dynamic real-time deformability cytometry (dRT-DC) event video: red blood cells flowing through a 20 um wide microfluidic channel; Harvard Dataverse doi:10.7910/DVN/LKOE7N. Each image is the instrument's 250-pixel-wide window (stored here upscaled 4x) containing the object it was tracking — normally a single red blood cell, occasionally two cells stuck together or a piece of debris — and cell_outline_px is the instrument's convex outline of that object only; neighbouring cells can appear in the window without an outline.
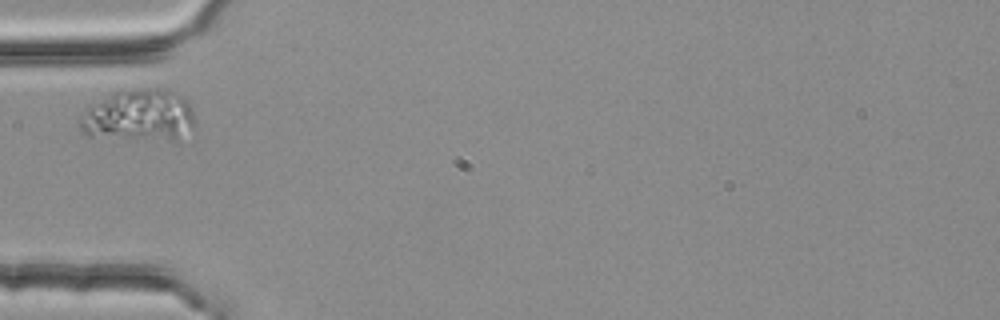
{"species": "common noctule bat (a hibernating species)", "species_latin": "Nyctalus noctula", "temperature_condition": "room temperature", "stored_images_in_passage": 1, "camera_frame_rate_fps": 3000, "um_per_image_px": 0.085, "animal": {"sex": "female", "body_mass_g": 25.1}, "frame": {"image": 1, "passage_image": 1, "time_ms": 0.0, "image_size_px": [1000, 320], "cell_outline_px": [[196, 128], [176, 136], [88, 136], [80, 128], [80, 116], [112, 92], [148, 88], [164, 88], [184, 96], [188, 100], [192, 108], [196, 120]], "centroid_in_image_um": [11.88, 9.73], "position_along_channel_um": 73.1, "area_um2": 33.12}}